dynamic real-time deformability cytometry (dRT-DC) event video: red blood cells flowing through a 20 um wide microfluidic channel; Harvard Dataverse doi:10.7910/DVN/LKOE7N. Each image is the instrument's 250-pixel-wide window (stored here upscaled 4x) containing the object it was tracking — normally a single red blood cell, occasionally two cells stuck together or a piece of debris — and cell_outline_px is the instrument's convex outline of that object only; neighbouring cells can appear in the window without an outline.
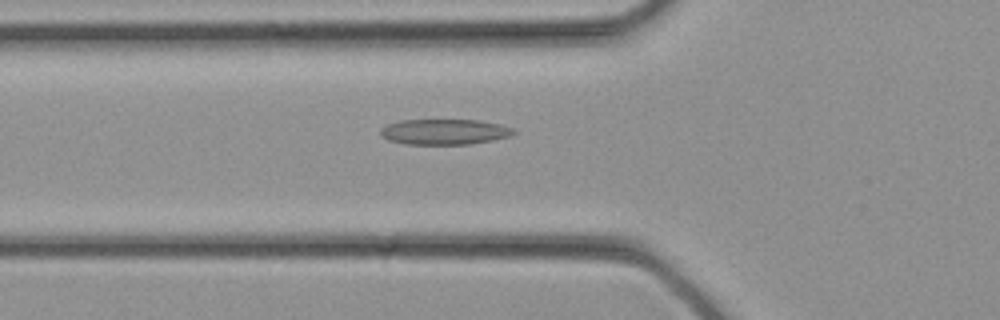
{"species": "common noctule bat (a hibernating species)", "species_latin": "Nyctalus noctula", "temperature_condition": "cold", "stored_images_in_passage": 33, "camera_frame_rate_fps": 3000, "um_per_image_px": 0.085, "animal": {"sex": "female", "body_mass_g": 21.9}, "frame": {"image": 1, "passage_image": 12, "time_ms": 3.667, "image_size_px": [1000, 320], "cell_outline_px": [[516, 132], [508, 136], [492, 140], [472, 144], [404, 144], [388, 140], [380, 136], [380, 128], [388, 124], [404, 120], [480, 120], [500, 124], [512, 128]], "centroid_in_image_um": [37.75, 11.2], "position_along_channel_um": 88.1, "area_um2": 19.77}}
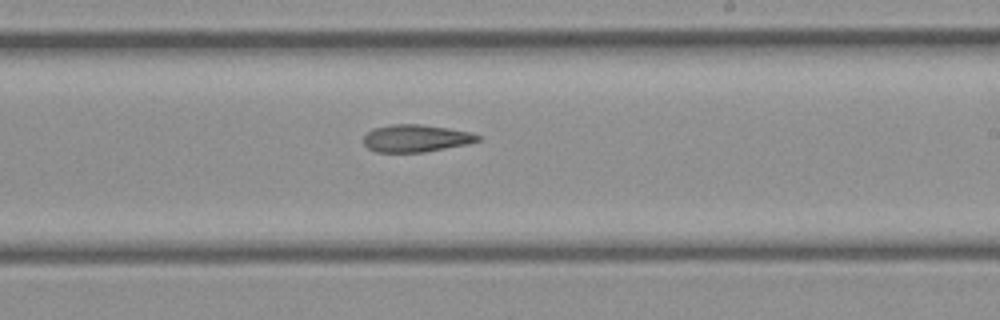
{"frame": {"image": 2, "passage_image": 20, "time_ms": 6.333, "image_size_px": [1000, 320], "cell_outline_px": [[480, 140], [468, 144], [424, 152], [376, 152], [368, 148], [364, 144], [364, 136], [372, 128], [392, 124], [420, 124], [448, 128], [472, 132], [480, 136]], "centroid_in_image_um": [35.35, 11.75], "position_along_channel_um": 253.6, "area_um2": 18.26}}
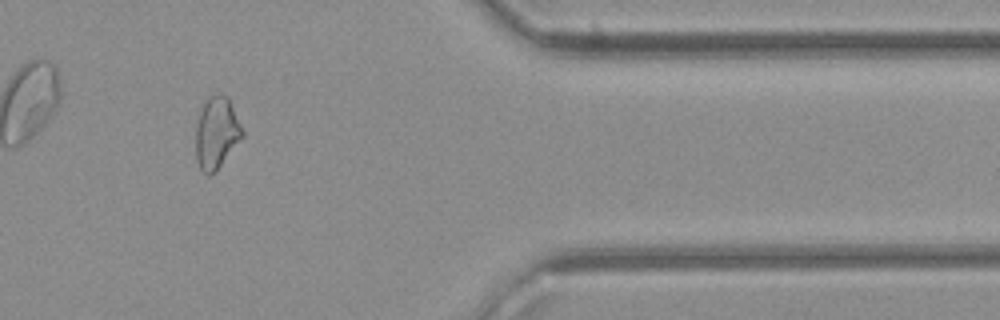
{"frame": {"image": 3, "passage_image": 28, "time_ms": 9.0, "image_size_px": [1000, 320], "cell_outline_px": [[244, 136], [220, 164], [208, 176], [200, 168], [196, 160], [196, 120], [204, 100], [212, 92], [220, 92], [228, 96], [244, 132]], "centroid_in_image_um": [18.39, 11.19], "position_along_channel_um": 393.0, "area_um2": 19.59}}